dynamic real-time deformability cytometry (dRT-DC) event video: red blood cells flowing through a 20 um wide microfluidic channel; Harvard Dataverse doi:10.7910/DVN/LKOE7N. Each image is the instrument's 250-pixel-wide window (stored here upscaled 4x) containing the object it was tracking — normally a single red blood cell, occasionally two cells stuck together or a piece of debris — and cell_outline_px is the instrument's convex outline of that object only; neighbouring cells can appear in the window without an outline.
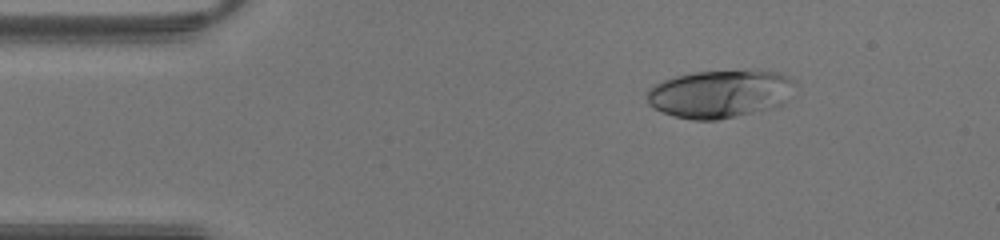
{"species": "human", "species_latin": "Homo sapiens", "temperature_condition": "warm", "stored_images_in_passage": 42, "camera_frame_rate_fps": 3000, "um_per_image_px": 0.085, "donor": {"sex": "male"}, "frame": {"image": 1, "passage_image": 6, "time_ms": 1.667, "image_size_px": [1000, 240], "cell_outline_px": [[796, 84], [788, 100], [780, 108], [716, 120], [692, 120], [676, 116], [664, 112], [648, 104], [644, 92], [656, 84], [664, 80], [676, 76], [696, 72], [748, 68], [780, 72], [796, 80]], "centroid_in_image_um": [61.3, 7.95], "position_along_channel_um": 23.7, "area_um2": 42.6}}
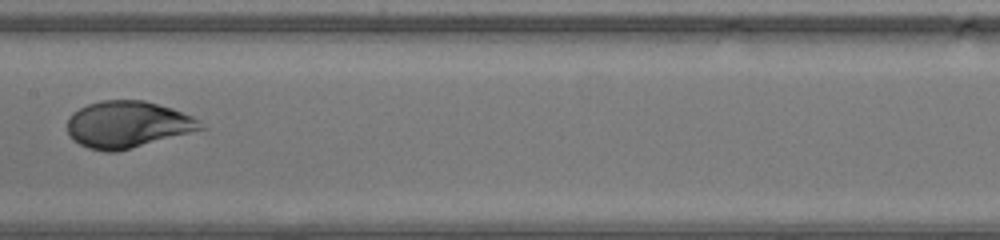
{"frame": {"image": 2, "passage_image": 21, "time_ms": 6.667, "image_size_px": [1000, 240], "cell_outline_px": [[208, 128], [116, 152], [104, 152], [88, 148], [72, 140], [68, 132], [68, 116], [72, 112], [88, 104], [100, 100], [144, 100], [172, 108], [192, 116], [200, 120]], "centroid_in_image_um": [10.85, 10.58], "position_along_channel_um": 196.5, "area_um2": 36.53}}
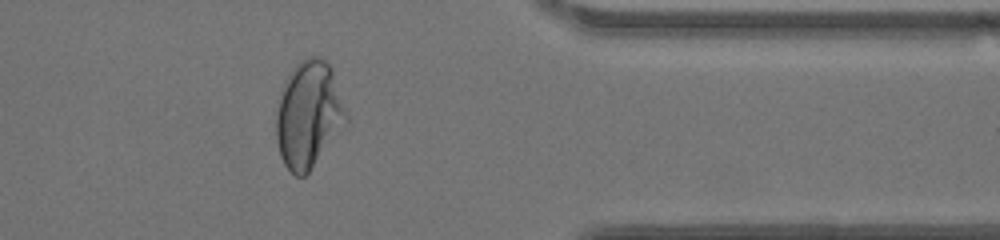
{"frame": {"image": 3, "passage_image": 34, "time_ms": 11.0, "image_size_px": [1000, 240], "cell_outline_px": [[348, 120], [308, 172], [304, 176], [296, 176], [284, 164], [280, 156], [276, 140], [276, 112], [284, 80], [292, 68], [300, 60], [308, 56], [320, 56], [332, 68], [348, 116]], "centroid_in_image_um": [26.21, 9.7], "position_along_channel_um": 385.2, "area_um2": 43.29}}